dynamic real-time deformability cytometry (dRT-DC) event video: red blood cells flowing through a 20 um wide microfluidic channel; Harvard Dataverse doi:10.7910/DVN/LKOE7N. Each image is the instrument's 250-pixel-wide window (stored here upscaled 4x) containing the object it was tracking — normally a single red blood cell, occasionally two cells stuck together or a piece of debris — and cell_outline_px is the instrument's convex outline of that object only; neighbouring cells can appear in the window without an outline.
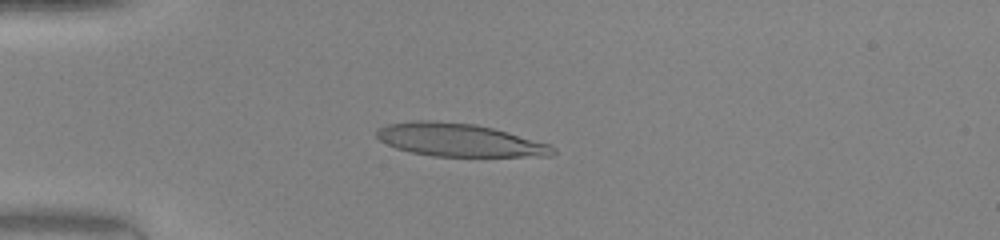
{"species": "human", "species_latin": "Homo sapiens", "temperature_condition": "warm", "stored_images_in_passage": 49, "camera_frame_rate_fps": 3000, "um_per_image_px": 0.085, "donor": {"sex": "female"}, "frame": {"image": 1, "passage_image": 14, "time_ms": 4.333, "image_size_px": [1000, 240], "cell_outline_px": [[556, 152], [552, 156], [432, 156], [412, 152], [396, 148], [380, 140], [376, 136], [376, 128], [388, 124], [412, 120], [436, 120], [476, 124], [508, 132], [548, 144], [556, 148]], "centroid_in_image_um": [39.01, 11.89], "position_along_channel_um": 46.0, "area_um2": 33.87}}
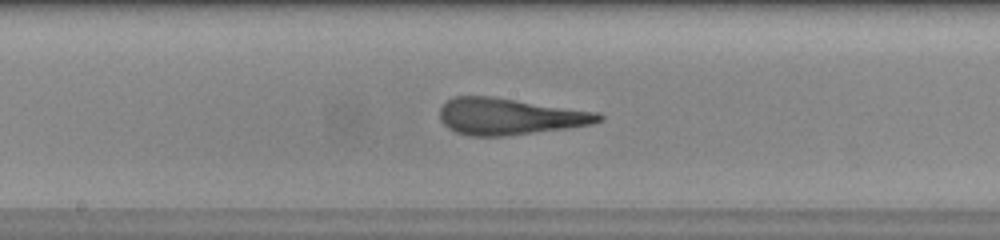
{"frame": {"image": 2, "passage_image": 27, "time_ms": 8.667, "image_size_px": [1000, 240], "cell_outline_px": [[604, 120], [592, 124], [568, 128], [504, 136], [468, 136], [456, 132], [448, 128], [440, 120], [440, 108], [448, 100], [456, 96], [492, 96], [600, 112], [604, 116]], "centroid_in_image_um": [43.35, 9.9], "position_along_channel_um": 204.9, "area_um2": 34.04}}
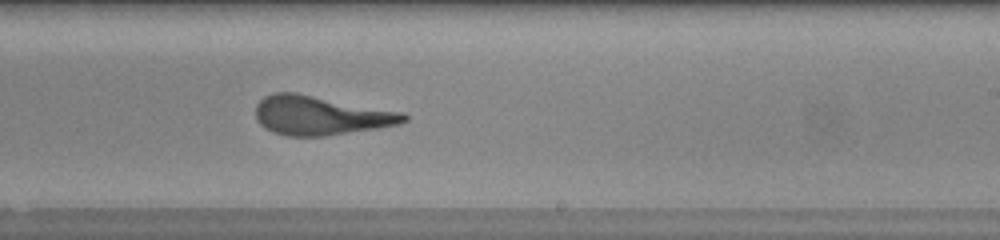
{"frame": {"image": 3, "passage_image": 31, "time_ms": 10.0, "image_size_px": [1000, 240], "cell_outline_px": [[408, 120], [400, 124], [380, 128], [324, 136], [288, 136], [272, 132], [264, 128], [256, 120], [256, 104], [264, 96], [276, 92], [296, 92], [404, 112], [408, 116]], "centroid_in_image_um": [27.25, 9.81], "position_along_channel_um": 261.7, "area_um2": 34.1}}